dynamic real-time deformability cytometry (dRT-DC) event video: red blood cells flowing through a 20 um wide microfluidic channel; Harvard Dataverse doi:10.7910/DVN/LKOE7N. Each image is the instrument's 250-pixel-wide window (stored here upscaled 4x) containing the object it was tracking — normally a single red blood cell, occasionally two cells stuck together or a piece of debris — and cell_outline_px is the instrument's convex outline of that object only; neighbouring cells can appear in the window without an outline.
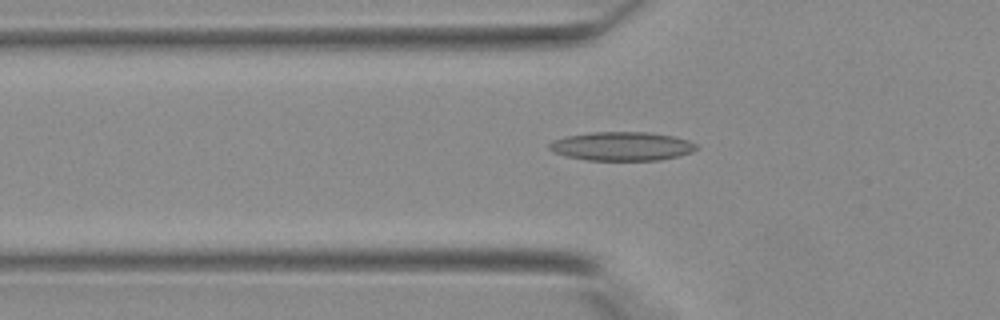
{"species": "Egyptian fruit bat (a non-hibernating species)", "species_latin": "Rousettus aegyptiacus", "temperature_condition": "warm", "stored_images_in_passage": 28, "camera_frame_rate_fps": 3000, "um_per_image_px": 0.085, "animal": {"sex": "female"}, "frame": {"image": 1, "passage_image": 3, "time_ms": 0.667, "image_size_px": [1000, 320], "cell_outline_px": [[700, 148], [692, 152], [660, 160], [588, 160], [568, 156], [556, 152], [548, 148], [548, 144], [552, 140], [568, 136], [592, 132], [648, 132], [672, 136], [688, 140], [696, 144]], "centroid_in_image_um": [52.88, 12.42], "position_along_channel_um": 72.9, "area_um2": 24.51}}
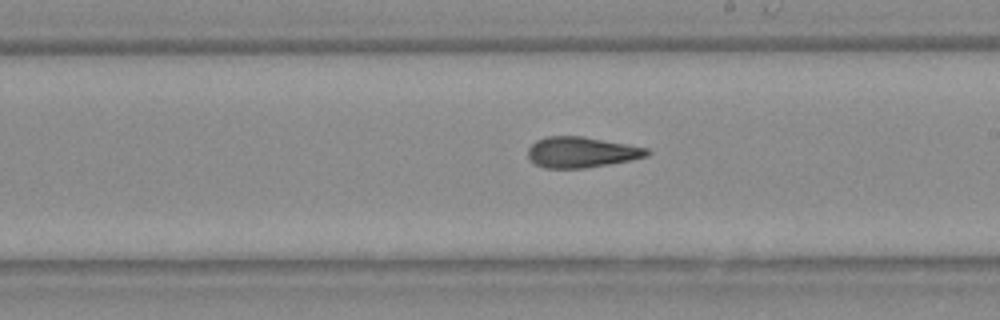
{"frame": {"image": 2, "passage_image": 13, "time_ms": 4.0, "image_size_px": [1000, 320], "cell_outline_px": [[652, 152], [648, 156], [608, 164], [584, 168], [544, 168], [536, 164], [528, 156], [528, 148], [536, 140], [544, 136], [584, 136], [648, 148]], "centroid_in_image_um": [49.42, 12.92], "position_along_channel_um": 239.6, "area_um2": 21.27}}
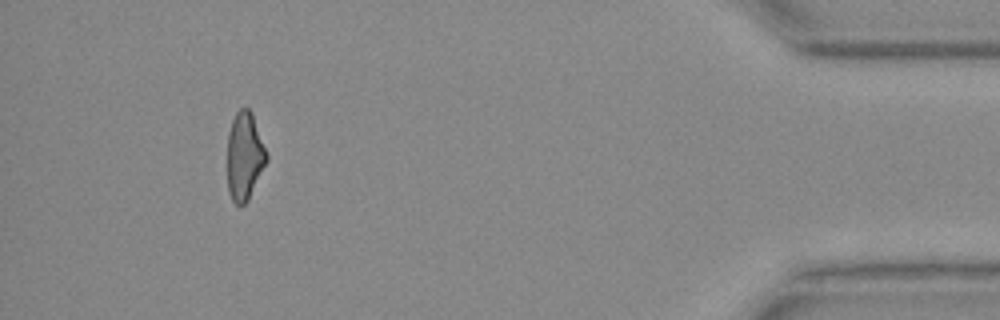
{"frame": {"image": 3, "passage_image": 27, "time_ms": 8.667, "image_size_px": [1000, 320], "cell_outline_px": [[268, 160], [248, 200], [244, 204], [236, 204], [232, 200], [228, 192], [228, 132], [232, 120], [236, 112], [240, 108], [248, 108], [252, 112], [268, 156]], "centroid_in_image_um": [20.79, 13.26], "position_along_channel_um": 414.4, "area_um2": 20.06}}